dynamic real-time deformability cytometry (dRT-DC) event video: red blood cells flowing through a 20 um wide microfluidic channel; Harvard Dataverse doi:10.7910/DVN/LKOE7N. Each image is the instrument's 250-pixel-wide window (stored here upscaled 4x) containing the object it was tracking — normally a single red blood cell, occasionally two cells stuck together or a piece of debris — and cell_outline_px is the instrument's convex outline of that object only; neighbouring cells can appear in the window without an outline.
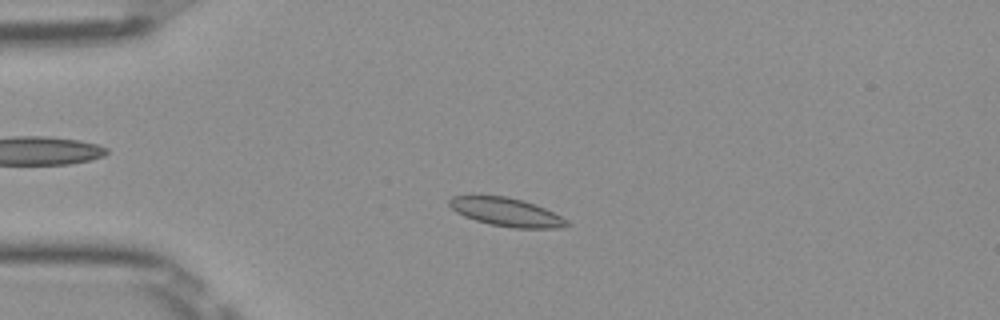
{"species": "Egyptian fruit bat (a non-hibernating species)", "species_latin": "Rousettus aegyptiacus", "temperature_condition": "room temperature", "stored_images_in_passage": 50, "camera_frame_rate_fps": 3000, "um_per_image_px": 0.085, "frame": {"image": 1, "passage_image": 11, "time_ms": 3.333, "image_size_px": [1000, 320], "cell_outline_px": [[572, 224], [560, 228], [512, 228], [488, 224], [464, 216], [456, 212], [448, 204], [448, 200], [452, 196], [504, 196], [524, 200], [544, 208], [568, 220]], "centroid_in_image_um": [43.05, 18.04], "position_along_channel_um": 41.9, "area_um2": 19.42}}
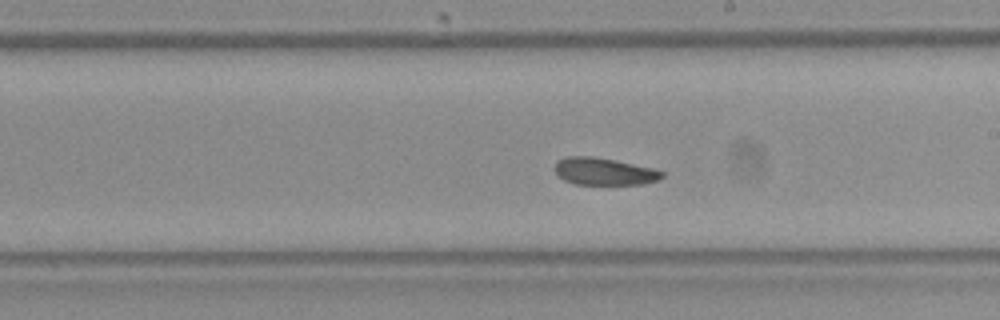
{"frame": {"image": 2, "passage_image": 28, "time_ms": 9.0, "image_size_px": [1000, 320], "cell_outline_px": [[664, 176], [660, 180], [644, 184], [576, 184], [564, 180], [556, 172], [556, 160], [568, 156], [592, 156], [616, 160], [652, 168], [664, 172]], "centroid_in_image_um": [51.38, 14.57], "position_along_channel_um": 237.6, "area_um2": 16.99}}
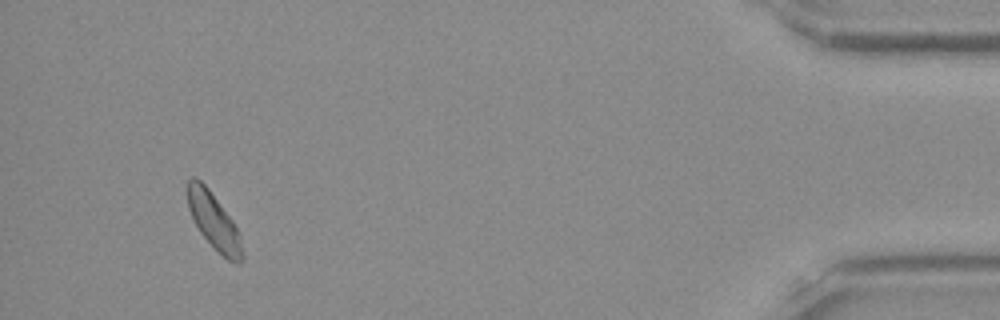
{"frame": {"image": 3, "passage_image": 47, "time_ms": 15.333, "image_size_px": [1000, 320], "cell_outline_px": [[244, 260], [240, 264], [236, 264], [228, 260], [200, 232], [188, 208], [184, 188], [188, 180], [192, 176], [196, 176], [208, 188], [232, 220], [240, 232], [244, 252]], "centroid_in_image_um": [18.18, 18.77], "position_along_channel_um": 417.0, "area_um2": 18.15}, "authors_computed_cell_mechanics": {"area_um2": 18.1492, "velocity_mm_per_s": 3.9275, "shape_relaxation_time_tau1_ms": 7.0952, "shape_relaxation_time_tau2_ms": 3.5807, "deformation_change_tau1": 0.1419, "deformation_change_tau2": 0.0872}}